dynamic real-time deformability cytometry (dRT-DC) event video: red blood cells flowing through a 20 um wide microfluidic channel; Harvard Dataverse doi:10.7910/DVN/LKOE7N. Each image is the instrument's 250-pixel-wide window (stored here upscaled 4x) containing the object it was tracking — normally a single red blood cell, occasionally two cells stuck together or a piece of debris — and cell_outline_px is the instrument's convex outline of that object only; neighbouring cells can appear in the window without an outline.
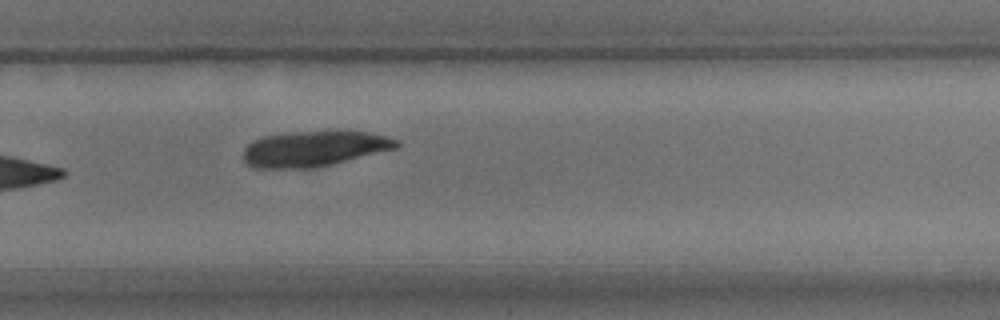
{"species": "common noctule bat (a hibernating species)", "species_latin": "Nyctalus noctula", "temperature_condition": "room temperature", "stored_images_in_passage": 9, "camera_frame_rate_fps": 3000, "um_per_image_px": 0.085, "animal": {"sex": "male", "body_mass_g": 15.6}, "frame": {"image": 1, "passage_image": 9, "time_ms": 10.333, "image_size_px": [1000, 320], "cell_outline_px": [[400, 144], [396, 148], [316, 168], [252, 168], [244, 164], [244, 148], [252, 140], [264, 136], [296, 132], [336, 128], [340, 128], [368, 132], [388, 136], [396, 140]], "centroid_in_image_um": [26.7, 12.6], "position_along_channel_um": 303.1, "area_um2": 32.54}}